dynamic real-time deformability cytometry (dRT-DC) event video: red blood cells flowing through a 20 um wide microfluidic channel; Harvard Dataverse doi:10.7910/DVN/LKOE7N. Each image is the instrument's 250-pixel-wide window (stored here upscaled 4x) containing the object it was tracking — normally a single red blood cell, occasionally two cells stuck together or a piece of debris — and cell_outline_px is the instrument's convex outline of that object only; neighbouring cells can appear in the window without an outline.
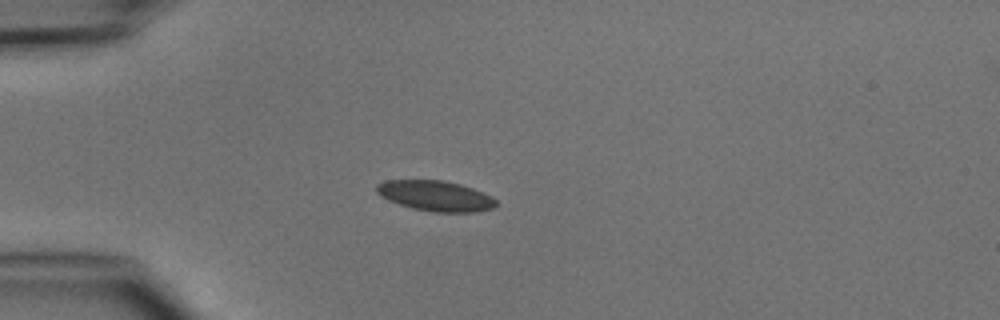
{"species": "common noctule bat (a hibernating species)", "species_latin": "Nyctalus noctula", "temperature_condition": "cold", "stored_images_in_passage": 4, "camera_frame_rate_fps": 3000, "um_per_image_px": 0.085, "animal": {"sex": "male", "body_mass_g": 15.6}, "frame": {"image": 1, "passage_image": 4, "time_ms": 3.333, "image_size_px": [1000, 320], "cell_outline_px": [[496, 208], [476, 212], [432, 212], [412, 208], [388, 200], [380, 196], [376, 192], [376, 184], [384, 180], [444, 180], [460, 184], [484, 192], [492, 196], [496, 200]], "centroid_in_image_um": [37.03, 16.65], "position_along_channel_um": 48.0, "area_um2": 21.39}}